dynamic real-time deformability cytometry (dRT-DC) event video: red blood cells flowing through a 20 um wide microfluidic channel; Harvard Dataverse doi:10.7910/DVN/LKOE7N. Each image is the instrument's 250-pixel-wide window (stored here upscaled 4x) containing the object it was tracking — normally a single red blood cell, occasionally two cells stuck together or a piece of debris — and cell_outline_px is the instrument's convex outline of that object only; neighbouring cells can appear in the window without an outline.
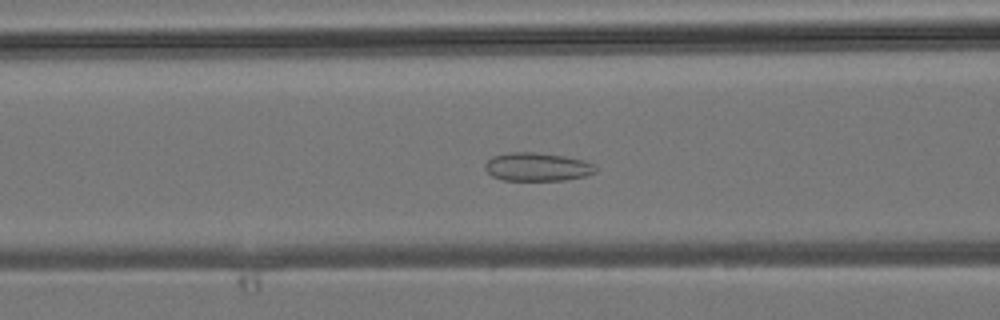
{"species": "common noctule bat (a hibernating species)", "species_latin": "Nyctalus noctula", "temperature_condition": "room temperature", "stored_images_in_passage": 31, "camera_frame_rate_fps": 3000, "um_per_image_px": 0.085, "animal": {"sex": "male", "body_mass_g": 19.2, "forearm_length_mm": 51.8}, "frame": {"image": 1, "passage_image": 4, "time_ms": 1.0, "image_size_px": [1000, 320], "cell_outline_px": [[596, 172], [584, 176], [564, 180], [504, 180], [492, 176], [484, 168], [484, 164], [492, 156], [508, 152], [532, 152], [564, 156], [596, 164]], "centroid_in_image_um": [45.64, 14.18], "position_along_channel_um": 121.0, "area_um2": 18.21}}
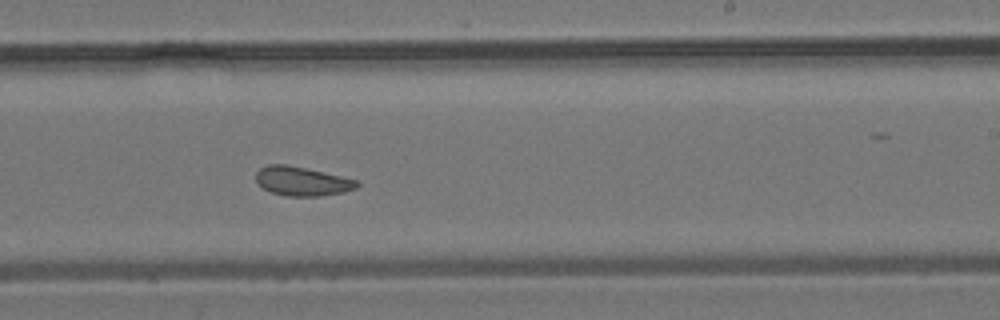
{"frame": {"image": 2, "passage_image": 13, "time_ms": 4.0, "image_size_px": [1000, 320], "cell_outline_px": [[360, 184], [356, 188], [344, 192], [320, 196], [288, 196], [272, 192], [264, 188], [256, 180], [256, 172], [260, 168], [268, 164], [288, 164], [360, 180]], "centroid_in_image_um": [25.71, 15.39], "position_along_channel_um": 263.3, "area_um2": 17.17}}
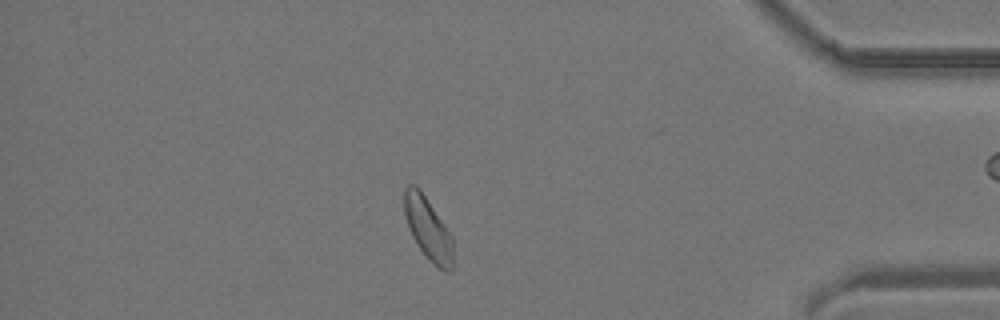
{"frame": {"image": 3, "passage_image": 24, "time_ms": 7.667, "image_size_px": [1000, 320], "cell_outline_px": [[452, 268], [448, 272], [440, 268], [416, 244], [408, 228], [404, 212], [404, 188], [408, 184], [416, 184], [420, 188], [452, 236]], "centroid_in_image_um": [36.35, 19.35], "position_along_channel_um": 398.9, "area_um2": 17.4}}